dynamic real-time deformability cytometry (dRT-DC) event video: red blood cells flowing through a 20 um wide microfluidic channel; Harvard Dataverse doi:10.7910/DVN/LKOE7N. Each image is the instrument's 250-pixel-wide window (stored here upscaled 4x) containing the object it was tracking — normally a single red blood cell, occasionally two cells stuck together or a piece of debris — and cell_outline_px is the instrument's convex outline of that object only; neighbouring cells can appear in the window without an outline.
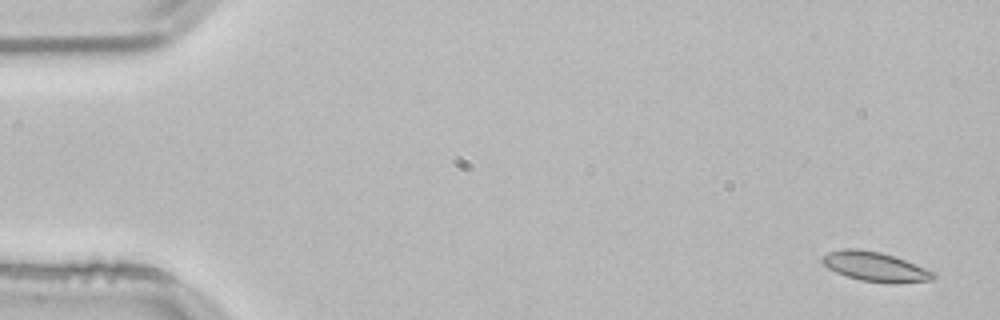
{"species": "common noctule bat (a hibernating species)", "species_latin": "Nyctalus noctula", "temperature_condition": "room temperature", "stored_images_in_passage": 54, "camera_frame_rate_fps": 3000, "um_per_image_px": 0.085, "animal": {"sex": "male", "body_mass_g": 21.5, "forearm_length_mm": 52.0}, "frame": {"image": 1, "passage_image": 3, "time_ms": 0.667, "image_size_px": [1000, 320], "cell_outline_px": [[936, 276], [932, 280], [860, 280], [836, 272], [828, 268], [820, 260], [828, 252], [844, 248], [856, 248], [880, 252], [904, 260], [936, 272]], "centroid_in_image_um": [74.3, 22.6], "position_along_channel_um": 10.7, "area_um2": 17.98}}
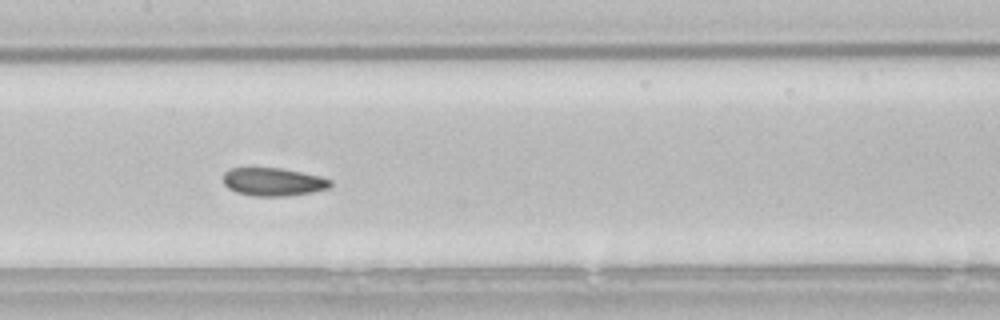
{"frame": {"image": 2, "passage_image": 27, "time_ms": 8.667, "image_size_px": [1000, 320], "cell_outline_px": [[332, 184], [328, 188], [312, 192], [288, 196], [252, 196], [236, 192], [228, 188], [224, 184], [224, 172], [232, 168], [280, 168], [320, 176], [332, 180]], "centroid_in_image_um": [23.23, 15.46], "position_along_channel_um": 184.2, "area_um2": 17.51}}
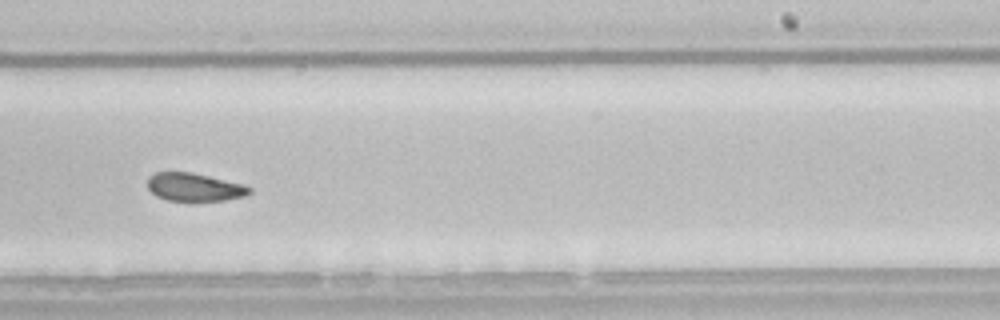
{"frame": {"image": 3, "passage_image": 34, "time_ms": 11.0, "image_size_px": [1000, 320], "cell_outline_px": [[252, 192], [244, 196], [224, 200], [196, 204], [192, 204], [168, 200], [156, 196], [148, 188], [148, 176], [156, 172], [192, 172], [240, 184], [252, 188]], "centroid_in_image_um": [16.49, 15.96], "position_along_channel_um": 272.5, "area_um2": 17.22}, "authors_computed_cell_mechanics": {"area_um2": 18.1492, "velocity_mm_per_s": 3.8047, "shape_relaxation_time_tau1_ms": 7.3677, "shape_relaxation_time_tau2_ms": 2.533, "deformation_change_tau1": 0.146, "deformation_change_tau2": 0.0715}}